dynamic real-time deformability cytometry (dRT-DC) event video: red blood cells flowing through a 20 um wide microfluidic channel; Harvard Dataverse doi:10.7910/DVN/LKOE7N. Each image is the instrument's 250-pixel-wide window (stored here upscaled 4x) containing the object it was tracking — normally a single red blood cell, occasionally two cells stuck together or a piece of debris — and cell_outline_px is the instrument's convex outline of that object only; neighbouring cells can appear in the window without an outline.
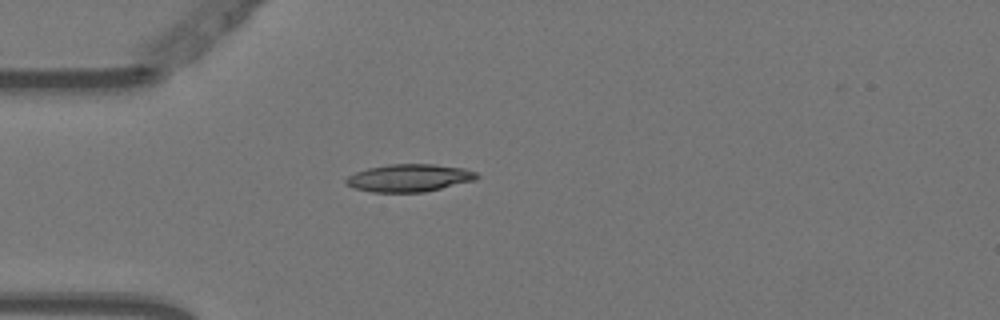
{"species": "Egyptian fruit bat (a non-hibernating species)", "species_latin": "Rousettus aegyptiacus", "temperature_condition": "warm", "stored_images_in_passage": 1, "camera_frame_rate_fps": 3000, "um_per_image_px": 0.085, "animal": {"sex": "female"}, "frame": {"image": 1, "passage_image": 1, "time_ms": 0.0, "image_size_px": [1000, 320], "cell_outline_px": [[480, 176], [476, 180], [424, 192], [372, 192], [352, 188], [344, 184], [344, 180], [348, 176], [356, 172], [368, 168], [388, 164], [436, 164], [464, 168], [476, 172]], "centroid_in_image_um": [34.77, 15.12], "position_along_channel_um": 50.2, "area_um2": 21.21}}